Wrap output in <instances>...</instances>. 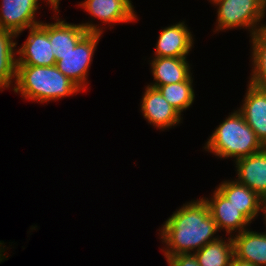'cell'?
<instances>
[{"instance_id": "15", "label": "cell", "mask_w": 266, "mask_h": 266, "mask_svg": "<svg viewBox=\"0 0 266 266\" xmlns=\"http://www.w3.org/2000/svg\"><path fill=\"white\" fill-rule=\"evenodd\" d=\"M216 189L251 222L255 221L260 211H263L262 198L236 179L221 182Z\"/></svg>"}, {"instance_id": "24", "label": "cell", "mask_w": 266, "mask_h": 266, "mask_svg": "<svg viewBox=\"0 0 266 266\" xmlns=\"http://www.w3.org/2000/svg\"><path fill=\"white\" fill-rule=\"evenodd\" d=\"M56 8H59L60 0H49Z\"/></svg>"}, {"instance_id": "14", "label": "cell", "mask_w": 266, "mask_h": 266, "mask_svg": "<svg viewBox=\"0 0 266 266\" xmlns=\"http://www.w3.org/2000/svg\"><path fill=\"white\" fill-rule=\"evenodd\" d=\"M235 164L238 177L236 180L263 198L266 194V147L236 160Z\"/></svg>"}, {"instance_id": "22", "label": "cell", "mask_w": 266, "mask_h": 266, "mask_svg": "<svg viewBox=\"0 0 266 266\" xmlns=\"http://www.w3.org/2000/svg\"><path fill=\"white\" fill-rule=\"evenodd\" d=\"M169 266H199L194 253L166 257Z\"/></svg>"}, {"instance_id": "23", "label": "cell", "mask_w": 266, "mask_h": 266, "mask_svg": "<svg viewBox=\"0 0 266 266\" xmlns=\"http://www.w3.org/2000/svg\"><path fill=\"white\" fill-rule=\"evenodd\" d=\"M230 266H256L252 263L241 261L235 257H233Z\"/></svg>"}, {"instance_id": "21", "label": "cell", "mask_w": 266, "mask_h": 266, "mask_svg": "<svg viewBox=\"0 0 266 266\" xmlns=\"http://www.w3.org/2000/svg\"><path fill=\"white\" fill-rule=\"evenodd\" d=\"M157 89L180 114L191 107L195 99L192 75L186 81L158 86Z\"/></svg>"}, {"instance_id": "18", "label": "cell", "mask_w": 266, "mask_h": 266, "mask_svg": "<svg viewBox=\"0 0 266 266\" xmlns=\"http://www.w3.org/2000/svg\"><path fill=\"white\" fill-rule=\"evenodd\" d=\"M13 38V39H12ZM17 34L12 31L0 29V89L10 88L15 84L17 42L13 41Z\"/></svg>"}, {"instance_id": "16", "label": "cell", "mask_w": 266, "mask_h": 266, "mask_svg": "<svg viewBox=\"0 0 266 266\" xmlns=\"http://www.w3.org/2000/svg\"><path fill=\"white\" fill-rule=\"evenodd\" d=\"M150 64L155 83L148 86L153 88L183 82L192 75L187 57H153Z\"/></svg>"}, {"instance_id": "6", "label": "cell", "mask_w": 266, "mask_h": 266, "mask_svg": "<svg viewBox=\"0 0 266 266\" xmlns=\"http://www.w3.org/2000/svg\"><path fill=\"white\" fill-rule=\"evenodd\" d=\"M39 0H2L0 10V29L12 31L21 34L25 29H29L39 25L42 21H37L35 13L40 8ZM47 5L53 9L54 12L59 13L49 0Z\"/></svg>"}, {"instance_id": "8", "label": "cell", "mask_w": 266, "mask_h": 266, "mask_svg": "<svg viewBox=\"0 0 266 266\" xmlns=\"http://www.w3.org/2000/svg\"><path fill=\"white\" fill-rule=\"evenodd\" d=\"M140 110L150 125L162 131L175 127L182 120V114L168 103L157 88L150 86L145 88Z\"/></svg>"}, {"instance_id": "10", "label": "cell", "mask_w": 266, "mask_h": 266, "mask_svg": "<svg viewBox=\"0 0 266 266\" xmlns=\"http://www.w3.org/2000/svg\"><path fill=\"white\" fill-rule=\"evenodd\" d=\"M212 198L203 197L210 210L212 219L216 222L218 230L224 229L226 235L232 236L247 229L252 222L224 197L217 189ZM238 230V231H237ZM233 233V234H232Z\"/></svg>"}, {"instance_id": "20", "label": "cell", "mask_w": 266, "mask_h": 266, "mask_svg": "<svg viewBox=\"0 0 266 266\" xmlns=\"http://www.w3.org/2000/svg\"><path fill=\"white\" fill-rule=\"evenodd\" d=\"M252 72L249 83L266 88V24L251 37Z\"/></svg>"}, {"instance_id": "2", "label": "cell", "mask_w": 266, "mask_h": 266, "mask_svg": "<svg viewBox=\"0 0 266 266\" xmlns=\"http://www.w3.org/2000/svg\"><path fill=\"white\" fill-rule=\"evenodd\" d=\"M15 93L31 101L45 103L71 96L81 89L53 66L17 65Z\"/></svg>"}, {"instance_id": "4", "label": "cell", "mask_w": 266, "mask_h": 266, "mask_svg": "<svg viewBox=\"0 0 266 266\" xmlns=\"http://www.w3.org/2000/svg\"><path fill=\"white\" fill-rule=\"evenodd\" d=\"M212 4L218 15L214 32L244 28L252 36L264 25L260 22L266 15V0H217Z\"/></svg>"}, {"instance_id": "26", "label": "cell", "mask_w": 266, "mask_h": 266, "mask_svg": "<svg viewBox=\"0 0 266 266\" xmlns=\"http://www.w3.org/2000/svg\"><path fill=\"white\" fill-rule=\"evenodd\" d=\"M262 205H263V207H266V194H265V196L262 198Z\"/></svg>"}, {"instance_id": "3", "label": "cell", "mask_w": 266, "mask_h": 266, "mask_svg": "<svg viewBox=\"0 0 266 266\" xmlns=\"http://www.w3.org/2000/svg\"><path fill=\"white\" fill-rule=\"evenodd\" d=\"M264 148L243 115L234 110L215 128L204 149L218 158L236 160L257 153Z\"/></svg>"}, {"instance_id": "12", "label": "cell", "mask_w": 266, "mask_h": 266, "mask_svg": "<svg viewBox=\"0 0 266 266\" xmlns=\"http://www.w3.org/2000/svg\"><path fill=\"white\" fill-rule=\"evenodd\" d=\"M242 105L238 111L253 129L258 140L266 147V88L248 82Z\"/></svg>"}, {"instance_id": "9", "label": "cell", "mask_w": 266, "mask_h": 266, "mask_svg": "<svg viewBox=\"0 0 266 266\" xmlns=\"http://www.w3.org/2000/svg\"><path fill=\"white\" fill-rule=\"evenodd\" d=\"M55 20H57L55 23H48V36L55 57L65 55L73 50L88 32L103 34V29L91 22L72 24L65 22L60 17H56Z\"/></svg>"}, {"instance_id": "5", "label": "cell", "mask_w": 266, "mask_h": 266, "mask_svg": "<svg viewBox=\"0 0 266 266\" xmlns=\"http://www.w3.org/2000/svg\"><path fill=\"white\" fill-rule=\"evenodd\" d=\"M101 36V33L88 32L73 50L65 55L56 56L57 69L82 91L88 86L89 67Z\"/></svg>"}, {"instance_id": "11", "label": "cell", "mask_w": 266, "mask_h": 266, "mask_svg": "<svg viewBox=\"0 0 266 266\" xmlns=\"http://www.w3.org/2000/svg\"><path fill=\"white\" fill-rule=\"evenodd\" d=\"M161 30L154 57H187L194 46V39L185 22L179 21Z\"/></svg>"}, {"instance_id": "25", "label": "cell", "mask_w": 266, "mask_h": 266, "mask_svg": "<svg viewBox=\"0 0 266 266\" xmlns=\"http://www.w3.org/2000/svg\"><path fill=\"white\" fill-rule=\"evenodd\" d=\"M262 215L264 216L263 218V220L265 221V224H266V207H263V211H262ZM265 227H266V225H265ZM266 230V229H265Z\"/></svg>"}, {"instance_id": "19", "label": "cell", "mask_w": 266, "mask_h": 266, "mask_svg": "<svg viewBox=\"0 0 266 266\" xmlns=\"http://www.w3.org/2000/svg\"><path fill=\"white\" fill-rule=\"evenodd\" d=\"M194 254L199 266H230L234 257L232 236L226 241L220 236L218 240L206 244Z\"/></svg>"}, {"instance_id": "17", "label": "cell", "mask_w": 266, "mask_h": 266, "mask_svg": "<svg viewBox=\"0 0 266 266\" xmlns=\"http://www.w3.org/2000/svg\"><path fill=\"white\" fill-rule=\"evenodd\" d=\"M234 257L256 266H266V232L249 229L232 236Z\"/></svg>"}, {"instance_id": "13", "label": "cell", "mask_w": 266, "mask_h": 266, "mask_svg": "<svg viewBox=\"0 0 266 266\" xmlns=\"http://www.w3.org/2000/svg\"><path fill=\"white\" fill-rule=\"evenodd\" d=\"M78 6L102 23H110V29L114 24L138 19L131 0H84Z\"/></svg>"}, {"instance_id": "7", "label": "cell", "mask_w": 266, "mask_h": 266, "mask_svg": "<svg viewBox=\"0 0 266 266\" xmlns=\"http://www.w3.org/2000/svg\"><path fill=\"white\" fill-rule=\"evenodd\" d=\"M52 44L48 36V23L29 28V35L21 47L16 49L17 65L53 66L56 57L52 52Z\"/></svg>"}, {"instance_id": "27", "label": "cell", "mask_w": 266, "mask_h": 266, "mask_svg": "<svg viewBox=\"0 0 266 266\" xmlns=\"http://www.w3.org/2000/svg\"><path fill=\"white\" fill-rule=\"evenodd\" d=\"M211 3H214V2H216L217 0H209Z\"/></svg>"}, {"instance_id": "1", "label": "cell", "mask_w": 266, "mask_h": 266, "mask_svg": "<svg viewBox=\"0 0 266 266\" xmlns=\"http://www.w3.org/2000/svg\"><path fill=\"white\" fill-rule=\"evenodd\" d=\"M159 231L160 239L165 243V258L195 253L220 238L215 236L219 230L203 198L183 204L162 224Z\"/></svg>"}]
</instances>
